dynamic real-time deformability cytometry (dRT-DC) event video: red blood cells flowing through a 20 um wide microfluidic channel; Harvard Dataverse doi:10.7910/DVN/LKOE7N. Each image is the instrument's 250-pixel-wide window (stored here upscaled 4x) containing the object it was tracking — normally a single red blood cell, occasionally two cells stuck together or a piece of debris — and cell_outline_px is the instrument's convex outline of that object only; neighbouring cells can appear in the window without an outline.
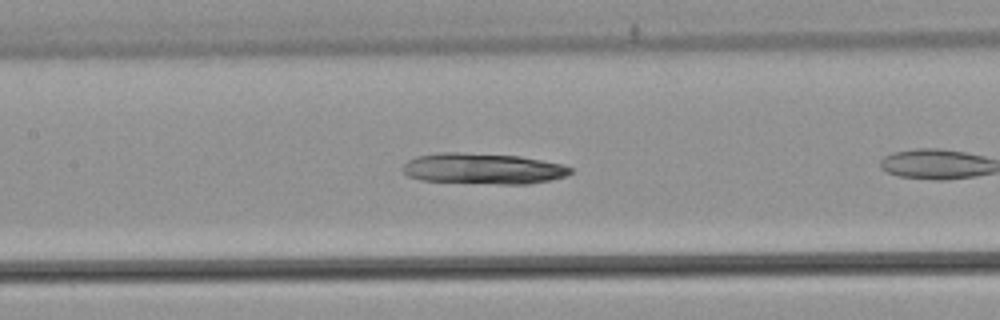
{"species": "common noctule bat (a hibernating species)", "species_latin": "Nyctalus noctula", "temperature_condition": "warm", "stored_images_in_passage": 19, "camera_frame_rate_fps": 3000, "um_per_image_px": 0.085, "animal": {"sex": "male", "body_mass_g": 21.5, "forearm_length_mm": 52.0}, "frame": {"image": 1, "passage_image": 9, "time_ms": 2.667, "image_size_px": [1000, 320], "cell_outline_px": [[572, 172], [564, 176], [552, 180], [528, 184], [496, 184], [420, 180], [408, 176], [400, 168], [408, 160], [416, 156], [436, 152], [456, 152], [520, 156], [560, 164], [572, 168]], "centroid_in_image_um": [41.01, 14.33], "position_along_channel_um": 166.4, "area_um2": 30.23}}